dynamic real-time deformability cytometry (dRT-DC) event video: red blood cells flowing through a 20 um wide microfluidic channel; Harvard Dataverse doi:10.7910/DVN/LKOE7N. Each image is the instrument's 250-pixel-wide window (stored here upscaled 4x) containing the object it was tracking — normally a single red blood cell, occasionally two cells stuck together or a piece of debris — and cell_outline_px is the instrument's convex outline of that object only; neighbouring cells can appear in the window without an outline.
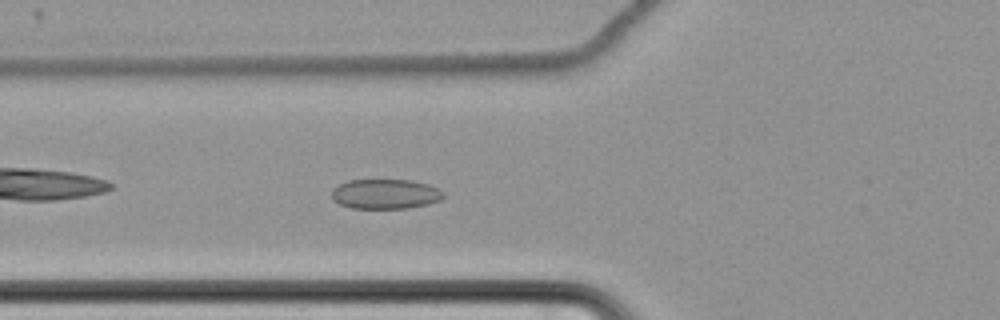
{"species": "common noctule bat (a hibernating species)", "species_latin": "Nyctalus noctula", "temperature_condition": "cold", "stored_images_in_passage": 43, "camera_frame_rate_fps": 3000, "um_per_image_px": 0.085, "animal": {"sex": "female", "body_mass_g": 22.7, "forearm_length_mm": 54.2}, "frame": {"image": 1, "passage_image": 6, "time_ms": 1.667, "image_size_px": [1000, 320], "cell_outline_px": [[444, 196], [440, 200], [428, 204], [408, 208], [352, 208], [340, 204], [332, 200], [332, 188], [348, 180], [412, 180], [428, 184], [444, 192]], "centroid_in_image_um": [32.74, 16.49], "position_along_channel_um": 93.1, "area_um2": 19.42}}
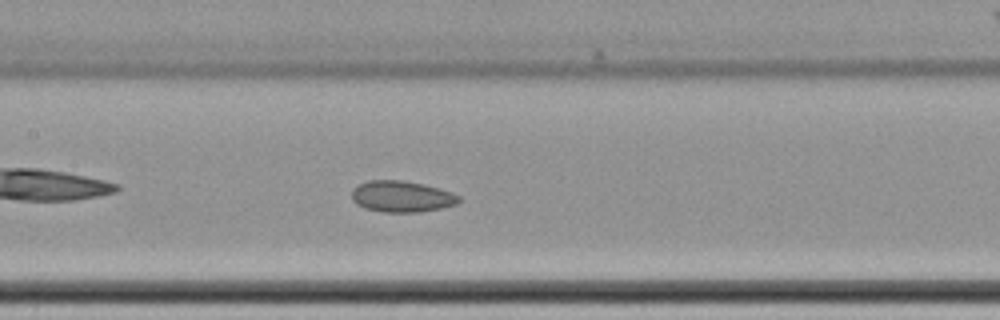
{"frame": {"image": 2, "passage_image": 13, "time_ms": 4.0, "image_size_px": [1000, 320], "cell_outline_px": [[460, 200], [456, 204], [440, 208], [416, 212], [384, 212], [364, 208], [356, 204], [352, 200], [352, 188], [368, 180], [400, 180], [424, 184], [440, 188], [452, 192], [460, 196]], "centroid_in_image_um": [34.13, 16.69], "position_along_channel_um": 173.3, "area_um2": 19.54}}
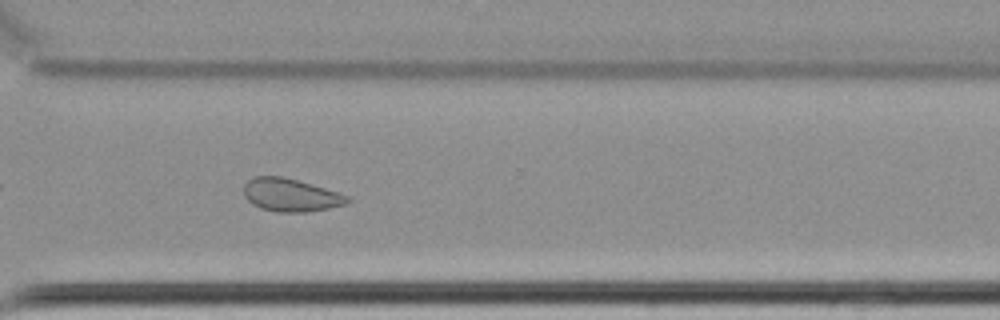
{"frame": {"image": 3, "passage_image": 28, "time_ms": 9.0, "image_size_px": [1000, 320], "cell_outline_px": [[352, 200], [344, 204], [328, 208], [308, 212], [276, 212], [260, 208], [252, 204], [244, 196], [244, 184], [248, 180], [256, 176], [284, 176], [312, 184], [348, 196]], "centroid_in_image_um": [24.67, 16.58], "position_along_channel_um": 345.9, "area_um2": 19.88}, "authors_computed_cell_mechanics": {"area_um2": 19.8254, "velocity_mm_per_s": 3.4423, "shape_relaxation_time_tau1_ms": null, "shape_relaxation_time_tau2_ms": 5.7502, "deformation_change_tau1": null, "deformation_change_tau2": 0.0896}}